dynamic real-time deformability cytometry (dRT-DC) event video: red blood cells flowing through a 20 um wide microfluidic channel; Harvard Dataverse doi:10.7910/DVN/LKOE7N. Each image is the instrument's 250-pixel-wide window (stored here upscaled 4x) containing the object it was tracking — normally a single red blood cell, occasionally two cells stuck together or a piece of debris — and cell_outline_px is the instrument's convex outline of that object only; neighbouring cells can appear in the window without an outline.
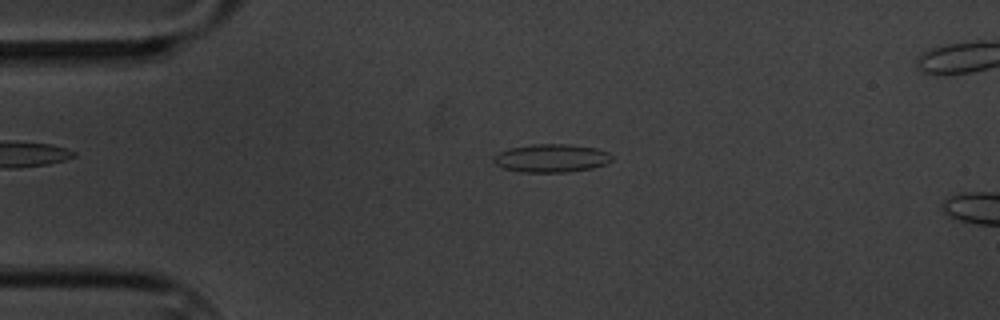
{"species": "common noctule bat (a hibernating species)", "species_latin": "Nyctalus noctula", "temperature_condition": "cold", "stored_images_in_passage": 5, "segment_of_instrument_passage": [1, 2], "camera_frame_rate_fps": 3000, "um_per_image_px": 0.085, "animal": {"sex": "male", "body_mass_g": 20.1, "forearm_length_mm": 53.5}, "frame": {"image": 1, "passage_image": 3, "time_ms": 2.333, "image_size_px": [1000, 320], "cell_outline_px": [[612, 160], [604, 164], [592, 168], [568, 172], [524, 172], [504, 168], [496, 164], [492, 160], [492, 156], [508, 148], [532, 144], [572, 144], [596, 148], [608, 152], [612, 156]], "centroid_in_image_um": [46.86, 13.43], "position_along_channel_um": 38.1, "area_um2": 19.48}}